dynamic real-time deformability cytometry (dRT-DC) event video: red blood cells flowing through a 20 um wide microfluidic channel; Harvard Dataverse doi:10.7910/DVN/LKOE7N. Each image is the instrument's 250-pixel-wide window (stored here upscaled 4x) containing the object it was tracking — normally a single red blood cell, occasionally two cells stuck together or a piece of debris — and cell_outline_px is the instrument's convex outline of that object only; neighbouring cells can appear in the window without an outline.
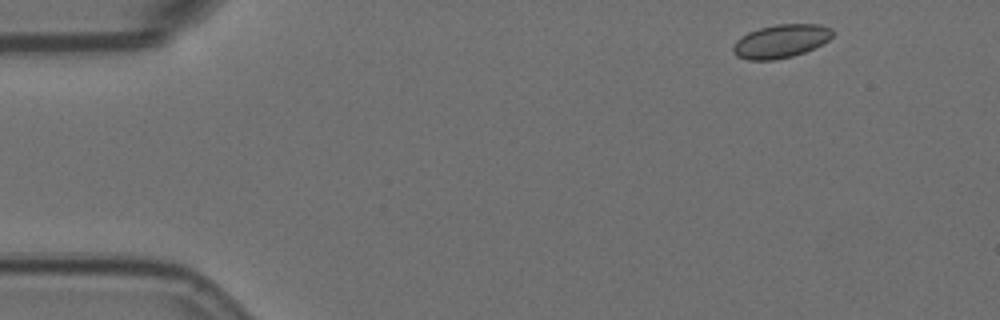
{"species": "Egyptian fruit bat (a non-hibernating species)", "species_latin": "Rousettus aegyptiacus", "temperature_condition": "room temperature", "stored_images_in_passage": 4, "camera_frame_rate_fps": 3000, "um_per_image_px": 0.085, "animal": {"sex": "female"}, "frame": {"image": 1, "passage_image": 1, "time_ms": 0.0, "image_size_px": [1000, 320], "cell_outline_px": [[836, 32], [828, 40], [804, 52], [792, 56], [772, 60], [748, 60], [736, 56], [732, 52], [732, 48], [736, 40], [740, 36], [748, 32], [760, 28], [776, 24], [820, 24], [832, 28]], "centroid_in_image_um": [66.35, 3.49], "position_along_channel_um": 18.6, "area_um2": 19.42}}
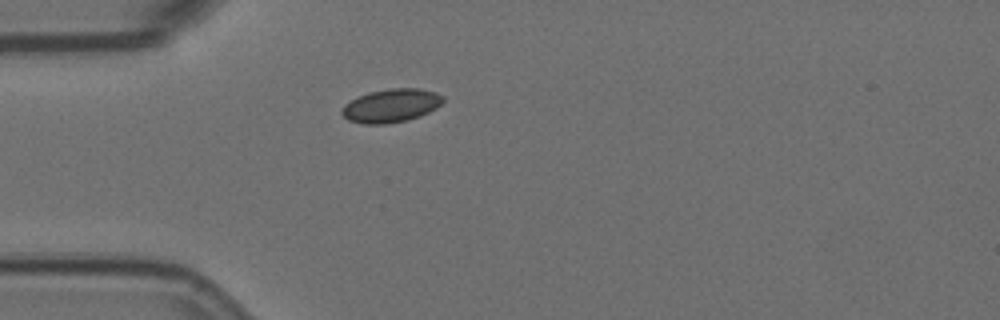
{"frame": {"image": 2, "passage_image": 4, "time_ms": 1.0, "image_size_px": [1000, 320], "cell_outline_px": [[444, 100], [436, 108], [420, 116], [408, 120], [384, 124], [364, 124], [348, 120], [340, 112], [344, 104], [368, 92], [388, 88], [420, 88], [436, 92], [444, 96]], "centroid_in_image_um": [33.25, 8.97], "position_along_channel_um": 51.7, "area_um2": 19.77}}